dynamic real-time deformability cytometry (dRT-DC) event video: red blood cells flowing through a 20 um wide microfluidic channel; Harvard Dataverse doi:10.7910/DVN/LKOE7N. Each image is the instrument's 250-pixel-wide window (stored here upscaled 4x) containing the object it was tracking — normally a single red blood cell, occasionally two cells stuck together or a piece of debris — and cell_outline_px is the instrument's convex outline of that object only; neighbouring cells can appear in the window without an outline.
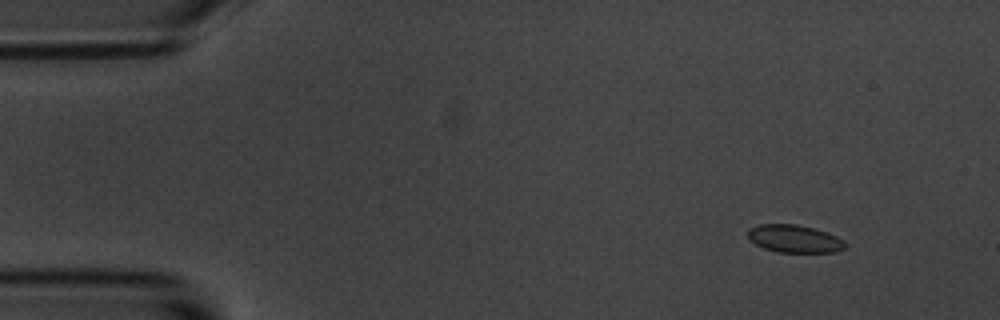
{"species": "common noctule bat (a hibernating species)", "species_latin": "Nyctalus noctula", "temperature_condition": "room temperature", "stored_images_in_passage": 5, "camera_frame_rate_fps": 3000, "um_per_image_px": 0.085, "animal": {"sex": "male", "body_mass_g": 20.1, "forearm_length_mm": 53.5}, "frame": {"image": 1, "passage_image": 2, "time_ms": 1.0, "image_size_px": [1000, 320], "cell_outline_px": [[848, 244], [844, 248], [836, 252], [776, 252], [764, 248], [748, 240], [748, 228], [760, 224], [796, 224], [812, 228], [836, 236], [844, 240]], "centroid_in_image_um": [67.5, 20.3], "position_along_channel_um": 17.5, "area_um2": 15.72}}
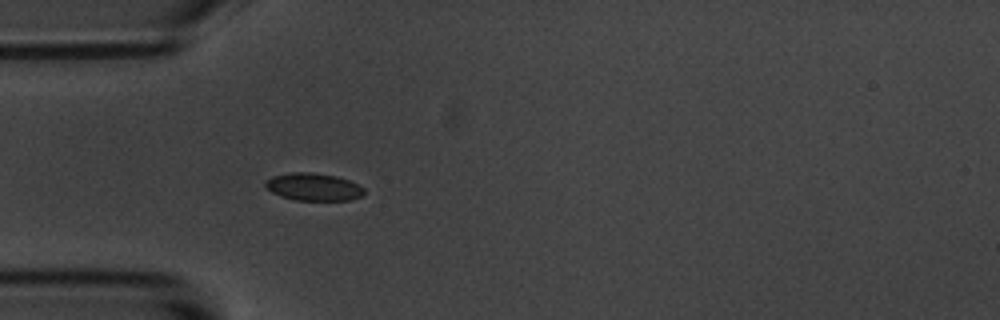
{"frame": {"image": 2, "passage_image": 5, "time_ms": 4.667, "image_size_px": [1000, 320], "cell_outline_px": [[364, 192], [360, 196], [352, 200], [296, 200], [280, 196], [264, 188], [264, 180], [272, 176], [292, 172], [312, 172], [336, 176], [348, 180], [364, 188]], "centroid_in_image_um": [26.59, 15.88], "position_along_channel_um": 58.4, "area_um2": 15.9}}